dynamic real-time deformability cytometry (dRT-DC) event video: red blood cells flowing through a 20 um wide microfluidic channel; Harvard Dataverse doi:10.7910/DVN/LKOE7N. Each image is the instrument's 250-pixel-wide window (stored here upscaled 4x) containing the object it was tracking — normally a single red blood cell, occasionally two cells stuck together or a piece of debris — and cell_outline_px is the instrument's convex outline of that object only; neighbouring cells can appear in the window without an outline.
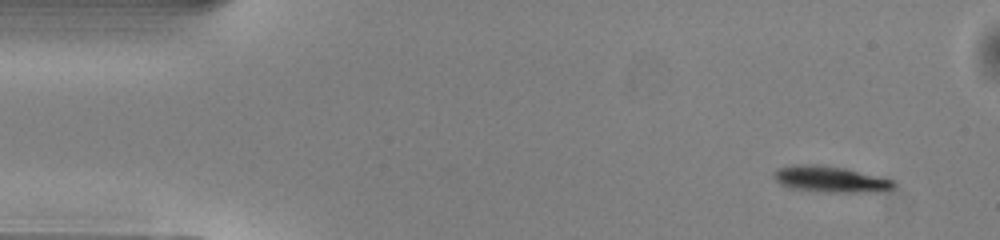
{"species": "common noctule bat (a hibernating species)", "species_latin": "Nyctalus noctula", "temperature_condition": "warm", "stored_images_in_passage": 48, "camera_frame_rate_fps": 3000, "um_per_image_px": 0.085, "animal": {"sex": "male", "body_mass_g": 13.0, "forearm_length_mm": 53.1}, "frame": {"image": 1, "passage_image": 1, "time_ms": 0.0, "image_size_px": [1000, 240], "cell_outline_px": [[896, 184], [892, 188], [876, 192], [824, 192], [796, 188], [780, 184], [772, 176], [772, 172], [776, 168], [792, 164], [816, 164], [844, 168], [884, 176], [892, 180]], "centroid_in_image_um": [70.58, 15.21], "position_along_channel_um": 14.4, "area_um2": 18.44}}
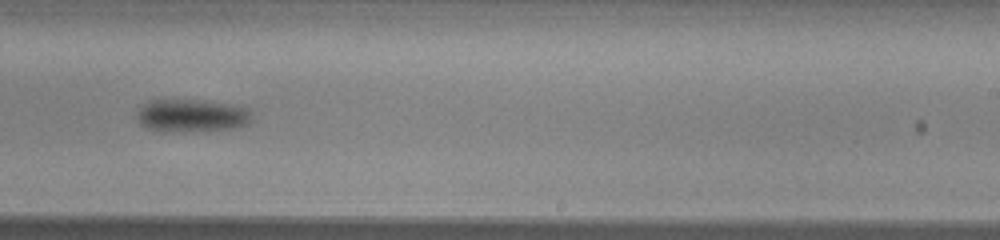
{"frame": {"image": 2, "passage_image": 28, "time_ms": 9.0, "image_size_px": [1000, 240], "cell_outline_px": [[252, 120], [248, 124], [236, 128], [172, 132], [156, 132], [140, 124], [136, 116], [136, 112], [144, 104], [152, 100], [196, 100], [232, 104], [248, 108], [252, 112]], "centroid_in_image_um": [16.3, 9.84], "position_along_channel_um": 272.7, "area_um2": 22.2}}
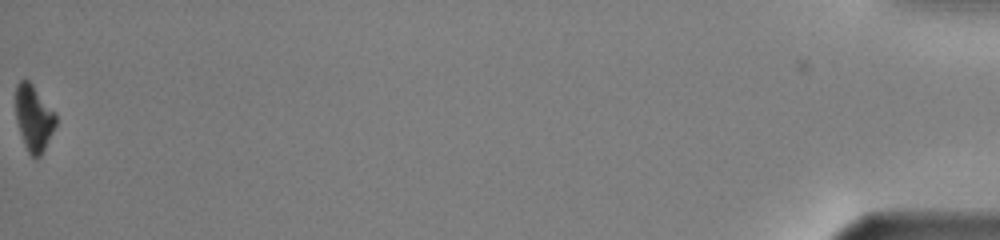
{"frame": {"image": 3, "passage_image": 48, "time_ms": 15.667, "image_size_px": [1000, 240], "cell_outline_px": [[56, 124], [40, 156], [36, 160], [28, 152], [24, 144], [16, 120], [16, 84], [20, 80], [28, 80], [32, 84], [56, 112]], "centroid_in_image_um": [2.87, 10.02], "position_along_channel_um": 432.3, "area_um2": 15.32}, "authors_computed_cell_mechanics": {"area_um2": 20.5768, "velocity_mm_per_s": 4.0357, "shape_relaxation_time_tau1_ms": 2.1242, "shape_relaxation_time_tau2_ms": null, "deformation_change_tau1": 0.1062, "deformation_change_tau2": null}}